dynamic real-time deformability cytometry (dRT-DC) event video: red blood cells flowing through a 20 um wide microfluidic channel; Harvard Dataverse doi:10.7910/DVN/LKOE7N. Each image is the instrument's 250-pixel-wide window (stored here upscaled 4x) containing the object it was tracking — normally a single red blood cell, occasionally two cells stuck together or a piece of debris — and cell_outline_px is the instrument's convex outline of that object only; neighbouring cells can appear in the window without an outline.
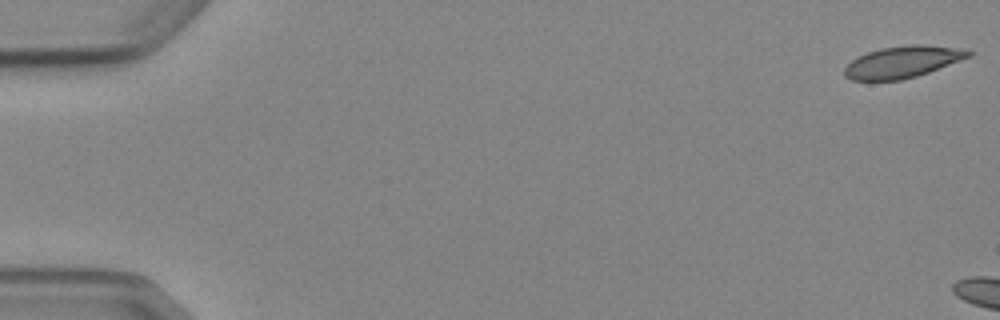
{"species": "Egyptian fruit bat (a non-hibernating species)", "species_latin": "Rousettus aegyptiacus", "temperature_condition": "cold", "stored_images_in_passage": 3, "camera_frame_rate_fps": 3000, "um_per_image_px": 0.085, "animal": {"sex": "female"}, "frame": {"image": 1, "passage_image": 1, "time_ms": 0.0, "image_size_px": [1000, 320], "cell_outline_px": [[972, 56], [928, 72], [916, 76], [900, 80], [852, 80], [844, 76], [844, 68], [852, 60], [868, 52], [880, 48], [912, 44], [924, 44], [968, 48], [972, 52]], "centroid_in_image_um": [76.78, 5.24], "position_along_channel_um": 8.2, "area_um2": 23.0}}